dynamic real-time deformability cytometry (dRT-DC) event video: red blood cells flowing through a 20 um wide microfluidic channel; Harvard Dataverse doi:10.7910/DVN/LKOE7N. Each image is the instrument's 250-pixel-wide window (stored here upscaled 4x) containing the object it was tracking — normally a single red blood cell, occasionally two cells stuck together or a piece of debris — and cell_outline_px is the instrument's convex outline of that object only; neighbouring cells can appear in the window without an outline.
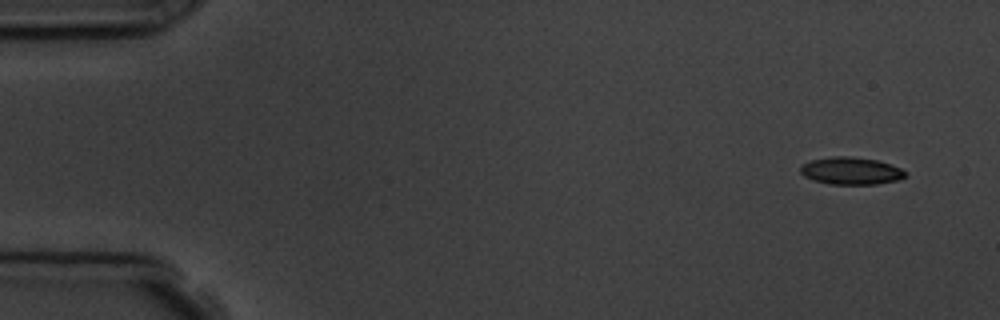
{"species": "common noctule bat (a hibernating species)", "species_latin": "Nyctalus noctula", "temperature_condition": "room temperature", "stored_images_in_passage": 5, "camera_frame_rate_fps": 3000, "um_per_image_px": 0.085, "animal": {"sex": "male", "body_mass_g": 19.5, "forearm_length_mm": 54.6}, "frame": {"image": 1, "passage_image": 1, "time_ms": 0.0, "image_size_px": [1000, 320], "cell_outline_px": [[908, 176], [896, 180], [876, 184], [828, 184], [812, 180], [804, 176], [800, 172], [800, 164], [812, 160], [832, 156], [848, 156], [876, 160], [900, 168], [908, 172]], "centroid_in_image_um": [72.31, 14.53], "position_along_channel_um": 12.7, "area_um2": 16.76}}
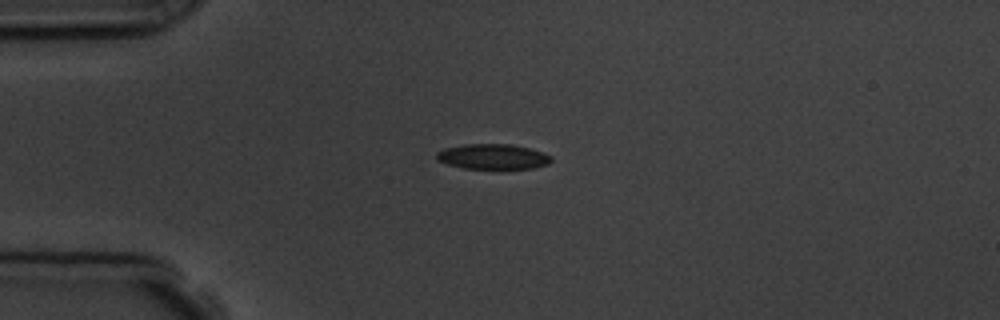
{"frame": {"image": 2, "passage_image": 4, "time_ms": 3.333, "image_size_px": [1000, 320], "cell_outline_px": [[552, 160], [548, 164], [532, 168], [460, 168], [436, 160], [436, 152], [444, 148], [464, 144], [512, 144], [544, 152], [552, 156]], "centroid_in_image_um": [41.88, 13.3], "position_along_channel_um": 43.1, "area_um2": 16.88}}